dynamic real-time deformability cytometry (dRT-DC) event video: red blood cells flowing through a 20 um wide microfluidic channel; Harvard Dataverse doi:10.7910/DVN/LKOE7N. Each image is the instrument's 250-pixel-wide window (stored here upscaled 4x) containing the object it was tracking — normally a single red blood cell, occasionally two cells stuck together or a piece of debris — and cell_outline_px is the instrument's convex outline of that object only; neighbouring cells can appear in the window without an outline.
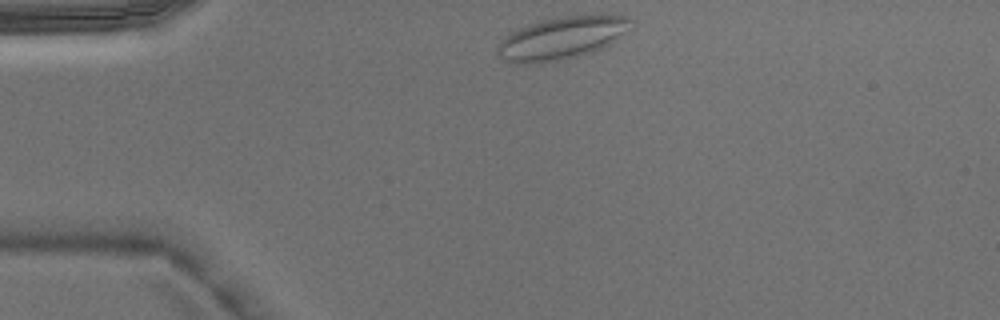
{"species": "Egyptian fruit bat (a non-hibernating species)", "species_latin": "Rousettus aegyptiacus", "temperature_condition": "warm", "stored_images_in_passage": 1, "camera_frame_rate_fps": 3000, "um_per_image_px": 0.085, "animal": {"sex": "male"}, "frame": {"image": 1, "passage_image": 1, "time_ms": 0.0, "image_size_px": [1000, 320], "cell_outline_px": [[632, 20], [608, 44], [600, 48], [576, 56], [560, 60], [536, 64], [508, 64], [496, 52], [500, 40], [512, 32], [520, 28], [544, 20], [560, 16], [600, 12], [612, 12], [628, 16]], "centroid_in_image_um": [47.69, 3.2], "position_along_channel_um": 37.3, "area_um2": 33.0}}